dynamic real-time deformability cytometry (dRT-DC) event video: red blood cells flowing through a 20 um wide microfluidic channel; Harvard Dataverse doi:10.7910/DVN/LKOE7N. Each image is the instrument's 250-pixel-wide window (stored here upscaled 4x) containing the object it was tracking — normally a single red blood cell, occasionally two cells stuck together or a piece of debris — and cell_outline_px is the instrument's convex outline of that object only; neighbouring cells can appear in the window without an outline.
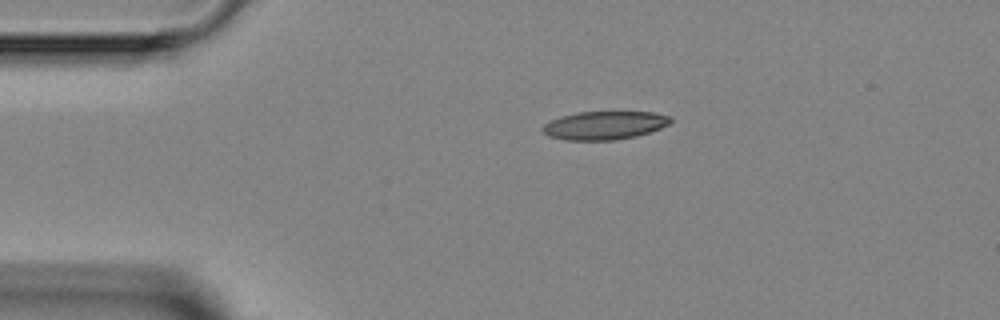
{"species": "Egyptian fruit bat (a non-hibernating species)", "species_latin": "Rousettus aegyptiacus", "temperature_condition": "room temperature", "stored_images_in_passage": 2, "camera_frame_rate_fps": 3000, "um_per_image_px": 0.085, "animal": {"sex": "female"}, "frame": {"image": 1, "passage_image": 1, "time_ms": 0.0, "image_size_px": [1000, 320], "cell_outline_px": [[672, 120], [668, 124], [660, 128], [636, 136], [616, 140], [564, 140], [548, 136], [540, 128], [548, 120], [560, 116], [576, 112], [652, 112], [672, 116]], "centroid_in_image_um": [51.33, 10.65], "position_along_channel_um": 33.7, "area_um2": 21.27}}